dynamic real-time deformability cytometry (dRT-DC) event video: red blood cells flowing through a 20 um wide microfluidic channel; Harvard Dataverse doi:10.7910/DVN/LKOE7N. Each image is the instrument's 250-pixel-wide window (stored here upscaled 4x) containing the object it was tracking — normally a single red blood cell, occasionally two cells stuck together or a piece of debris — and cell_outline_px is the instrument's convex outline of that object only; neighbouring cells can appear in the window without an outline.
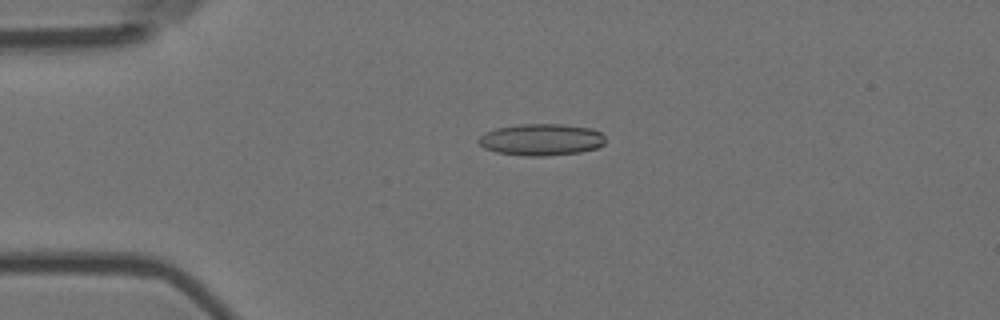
{"species": "Egyptian fruit bat (a non-hibernating species)", "species_latin": "Rousettus aegyptiacus", "temperature_condition": "room temperature", "stored_images_in_passage": 3, "camera_frame_rate_fps": 3000, "um_per_image_px": 0.085, "animal": {"sex": "female"}, "frame": {"image": 1, "passage_image": 2, "time_ms": 0.333, "image_size_px": [1000, 320], "cell_outline_px": [[604, 144], [596, 148], [580, 152], [544, 156], [528, 156], [496, 152], [484, 148], [476, 140], [484, 132], [496, 128], [520, 124], [560, 124], [592, 128], [600, 132], [604, 136]], "centroid_in_image_um": [45.99, 11.86], "position_along_channel_um": 39.0, "area_um2": 23.47}}